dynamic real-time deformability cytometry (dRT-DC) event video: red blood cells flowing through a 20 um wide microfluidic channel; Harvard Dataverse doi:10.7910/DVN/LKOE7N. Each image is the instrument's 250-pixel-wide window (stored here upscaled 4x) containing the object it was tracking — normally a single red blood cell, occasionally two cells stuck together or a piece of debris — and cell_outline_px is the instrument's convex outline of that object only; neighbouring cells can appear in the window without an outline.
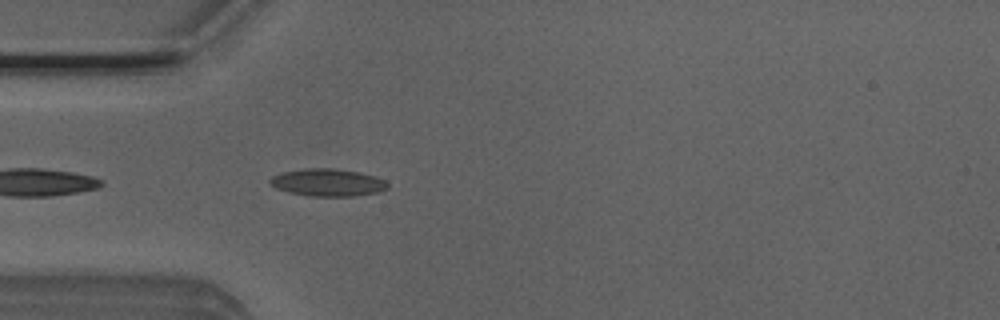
{"species": "Egyptian fruit bat (a non-hibernating species)", "species_latin": "Rousettus aegyptiacus", "temperature_condition": "room temperature", "stored_images_in_passage": 3, "camera_frame_rate_fps": 3000, "um_per_image_px": 0.085, "animal": {"sex": "male"}, "frame": {"image": 1, "passage_image": 3, "time_ms": 0.667, "image_size_px": [1000, 320], "cell_outline_px": [[388, 188], [380, 192], [352, 196], [308, 196], [288, 192], [276, 188], [268, 180], [272, 176], [284, 172], [304, 168], [332, 168], [360, 172], [376, 176], [384, 180], [388, 184]], "centroid_in_image_um": [27.88, 15.51], "position_along_channel_um": 57.1, "area_um2": 18.84}}